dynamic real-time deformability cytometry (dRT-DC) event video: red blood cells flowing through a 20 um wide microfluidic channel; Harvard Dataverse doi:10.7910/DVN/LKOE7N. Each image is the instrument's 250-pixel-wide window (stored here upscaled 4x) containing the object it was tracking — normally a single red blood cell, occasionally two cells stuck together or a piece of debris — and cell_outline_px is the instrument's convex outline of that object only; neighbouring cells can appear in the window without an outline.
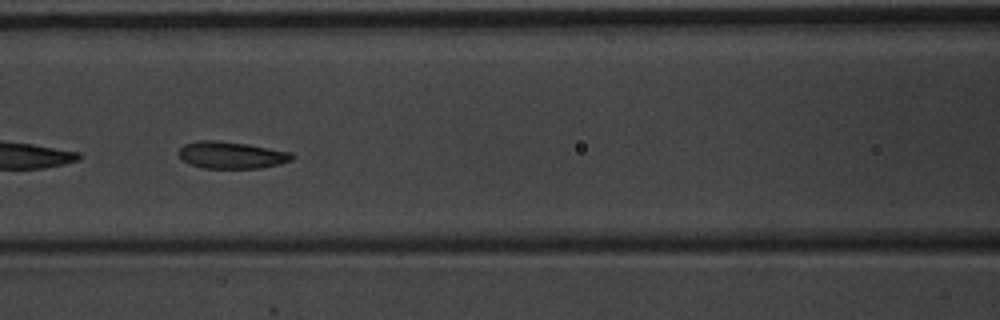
{"species": "common noctule bat (a hibernating species)", "species_latin": "Nyctalus noctula", "temperature_condition": "warm", "stored_images_in_passage": 9, "camera_frame_rate_fps": 3000, "um_per_image_px": 0.085, "animal": {"sex": "male", "body_mass_g": 20.1, "forearm_length_mm": 53.5}, "frame": {"image": 1, "passage_image": 7, "time_ms": 2.0, "image_size_px": [1000, 320], "cell_outline_px": [[296, 156], [292, 160], [280, 164], [260, 168], [204, 168], [192, 164], [184, 160], [176, 152], [184, 144], [200, 140], [216, 140], [248, 144], [292, 152]], "centroid_in_image_um": [19.71, 13.17], "position_along_channel_um": 146.9, "area_um2": 17.86}}
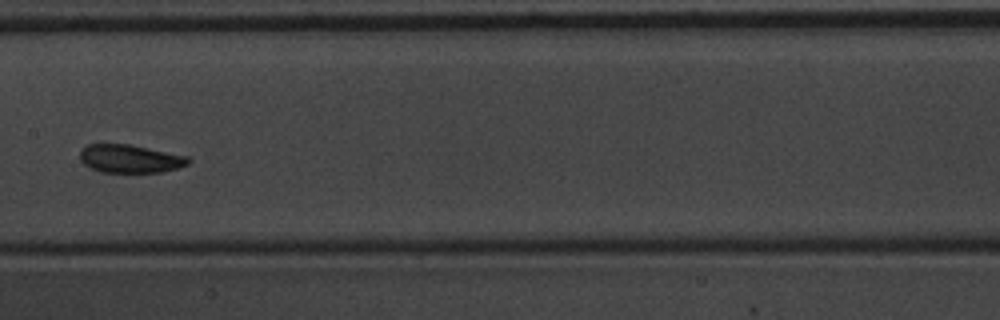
{"frame": {"image": 2, "passage_image": 8, "time_ms": 2.333, "image_size_px": [1000, 320], "cell_outline_px": [[192, 160], [188, 164], [176, 168], [160, 172], [100, 172], [88, 168], [80, 160], [80, 148], [88, 144], [128, 144], [188, 156]], "centroid_in_image_um": [11.01, 13.49], "position_along_channel_um": 196.4, "area_um2": 17.86}}
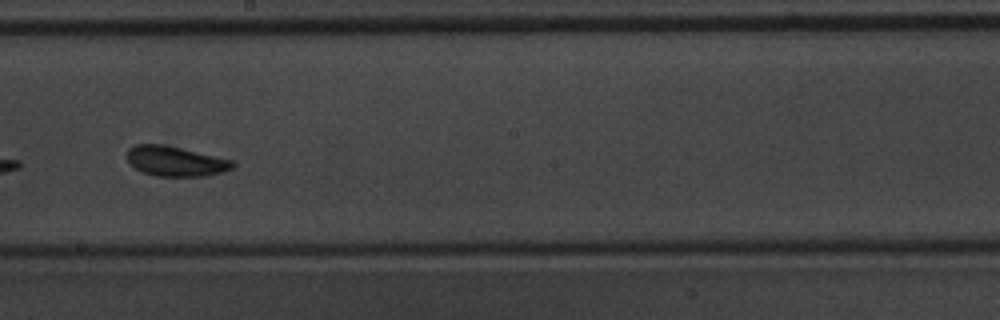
{"frame": {"image": 3, "passage_image": 9, "time_ms": 2.667, "image_size_px": [1000, 320], "cell_outline_px": [[236, 164], [232, 168], [208, 176], [156, 176], [144, 172], [136, 168], [128, 160], [128, 148], [136, 144], [160, 144], [180, 148], [232, 160]], "centroid_in_image_um": [14.92, 13.71], "position_along_channel_um": 233.3, "area_um2": 18.09}}